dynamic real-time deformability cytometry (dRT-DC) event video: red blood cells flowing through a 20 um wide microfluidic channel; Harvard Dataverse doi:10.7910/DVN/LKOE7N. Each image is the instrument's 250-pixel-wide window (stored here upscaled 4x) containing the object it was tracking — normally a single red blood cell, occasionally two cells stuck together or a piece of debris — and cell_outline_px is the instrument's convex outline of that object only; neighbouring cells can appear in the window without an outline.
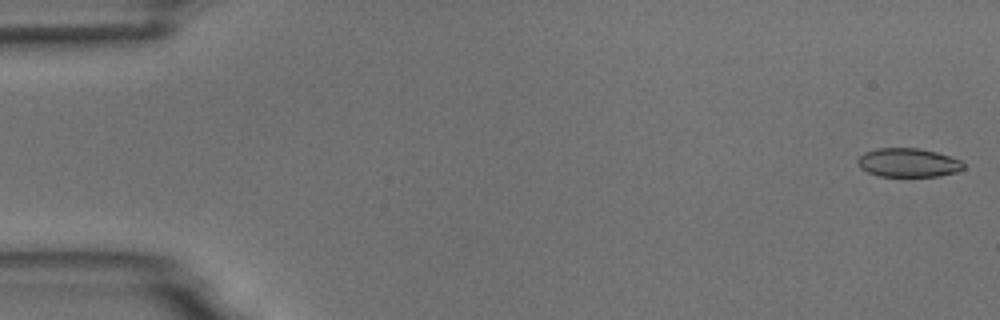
{"species": "common noctule bat (a hibernating species)", "species_latin": "Nyctalus noctula", "temperature_condition": "room temperature", "stored_images_in_passage": 6, "segment_of_instrument_passage": [1, 2], "camera_frame_rate_fps": 3000, "um_per_image_px": 0.085, "animal": {"sex": "male", "body_mass_g": 18.8}, "frame": {"image": 1, "passage_image": 1, "time_ms": 0.0, "image_size_px": [1000, 320], "cell_outline_px": [[964, 168], [956, 172], [940, 176], [880, 176], [868, 172], [860, 168], [856, 160], [864, 152], [876, 148], [920, 148], [936, 152], [960, 160], [964, 164]], "centroid_in_image_um": [77.17, 13.82], "position_along_channel_um": 7.8, "area_um2": 17.74}}